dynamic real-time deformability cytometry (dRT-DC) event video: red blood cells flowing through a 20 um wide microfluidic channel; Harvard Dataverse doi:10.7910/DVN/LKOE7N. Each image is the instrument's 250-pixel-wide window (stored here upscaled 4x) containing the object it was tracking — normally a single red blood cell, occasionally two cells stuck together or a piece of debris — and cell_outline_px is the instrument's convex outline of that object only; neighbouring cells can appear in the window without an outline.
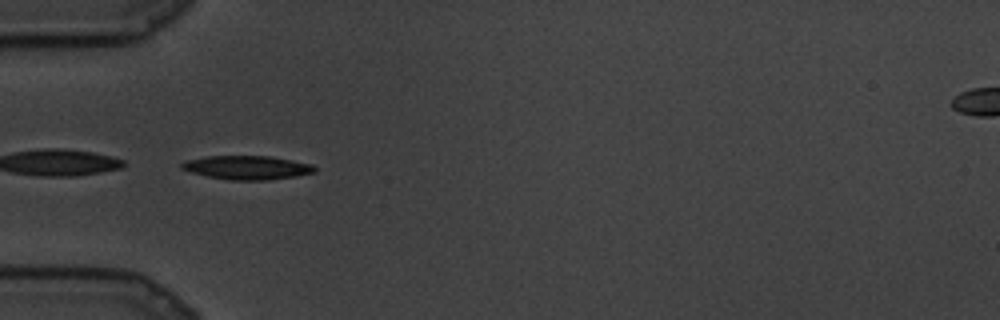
{"species": "common noctule bat (a hibernating species)", "species_latin": "Nyctalus noctula", "temperature_condition": "cold", "stored_images_in_passage": 57, "camera_frame_rate_fps": 3000, "um_per_image_px": 0.085, "animal": {"sex": "male", "body_mass_g": 19.5, "forearm_length_mm": 54.6}, "frame": {"image": 1, "passage_image": 1, "time_ms": 0.0, "image_size_px": [1000, 320], "cell_outline_px": [[316, 172], [296, 176], [268, 180], [228, 180], [208, 176], [192, 172], [180, 168], [180, 164], [184, 160], [208, 156], [268, 156], [292, 160], [312, 164], [316, 168]], "centroid_in_image_um": [21.0, 14.24], "position_along_channel_um": 64.0, "area_um2": 18.44}}
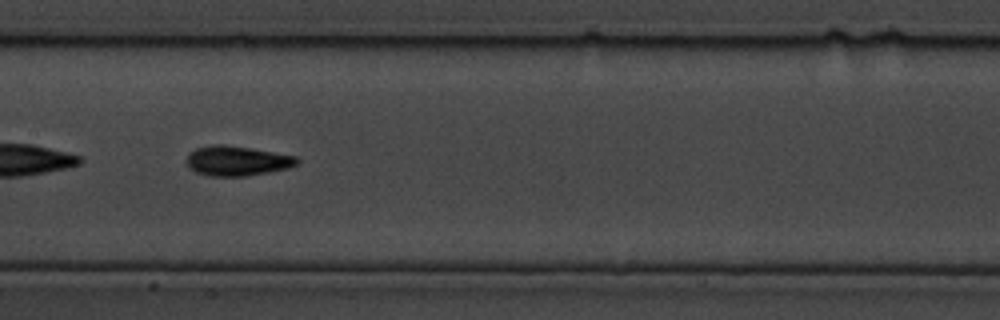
{"frame": {"image": 2, "passage_image": 17, "time_ms": 5.333, "image_size_px": [1000, 320], "cell_outline_px": [[300, 160], [296, 164], [288, 168], [268, 172], [244, 176], [208, 176], [196, 172], [188, 168], [188, 152], [196, 148], [212, 144], [224, 144], [296, 156]], "centroid_in_image_um": [20.11, 13.67], "position_along_channel_um": 187.3, "area_um2": 19.07}}
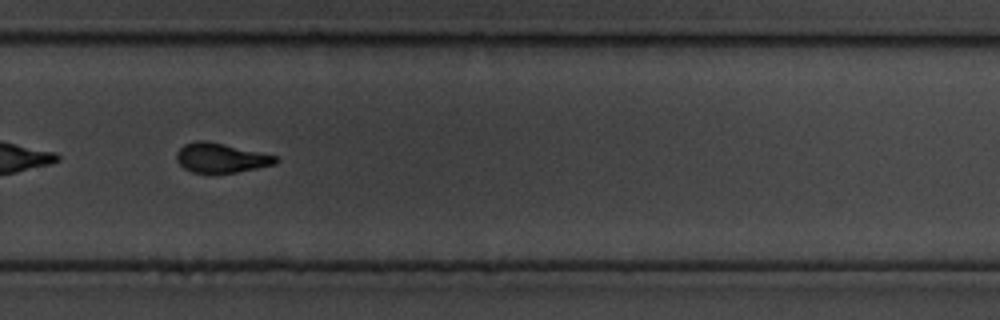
{"frame": {"image": 3, "passage_image": 33, "time_ms": 10.667, "image_size_px": [1000, 320], "cell_outline_px": [[280, 160], [276, 164], [236, 172], [192, 172], [184, 168], [176, 160], [176, 152], [184, 144], [196, 140], [208, 140], [280, 156]], "centroid_in_image_um": [18.82, 13.39], "position_along_channel_um": 311.0, "area_um2": 17.22}}